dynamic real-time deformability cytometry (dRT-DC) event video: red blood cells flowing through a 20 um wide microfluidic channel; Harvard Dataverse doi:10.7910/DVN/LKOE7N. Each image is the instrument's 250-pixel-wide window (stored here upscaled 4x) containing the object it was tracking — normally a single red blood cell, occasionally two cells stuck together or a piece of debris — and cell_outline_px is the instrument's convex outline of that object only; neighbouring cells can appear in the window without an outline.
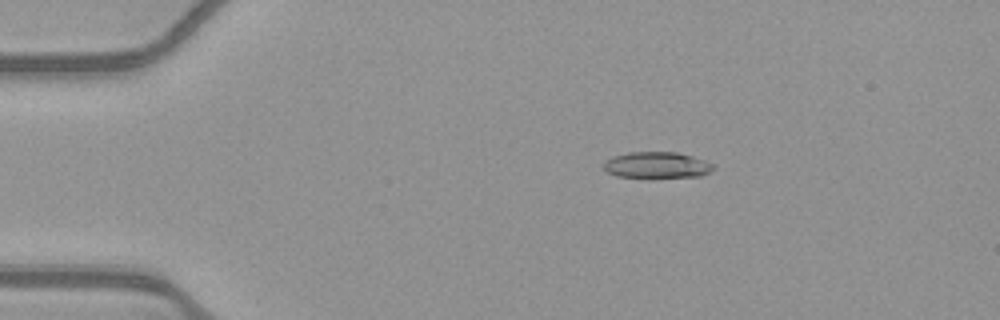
{"species": "common noctule bat (a hibernating species)", "species_latin": "Nyctalus noctula", "temperature_condition": "warm", "stored_images_in_passage": 53, "camera_frame_rate_fps": 3000, "um_per_image_px": 0.085, "animal": {"sex": "female", "body_mass_g": 21.9}, "frame": {"image": 1, "passage_image": 10, "time_ms": 3.0, "image_size_px": [1000, 320], "cell_outline_px": [[716, 168], [712, 172], [700, 176], [616, 176], [608, 172], [604, 168], [604, 160], [612, 156], [628, 152], [676, 152], [692, 156], [716, 164]], "centroid_in_image_um": [55.87, 14.0], "position_along_channel_um": 29.1, "area_um2": 16.59}}
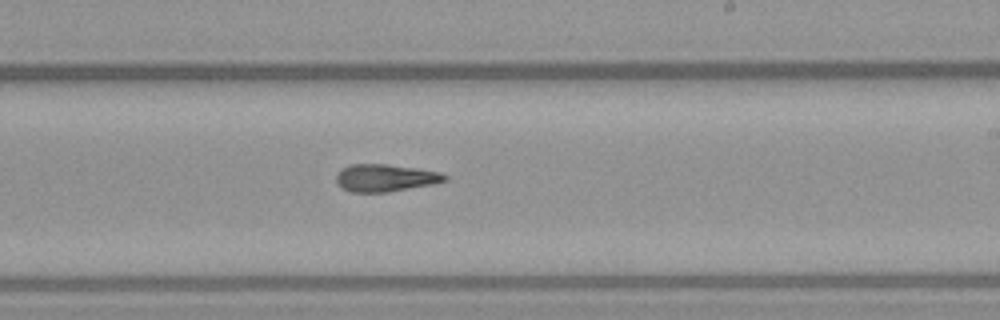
{"frame": {"image": 2, "passage_image": 32, "time_ms": 10.333, "image_size_px": [1000, 320], "cell_outline_px": [[448, 180], [432, 184], [388, 192], [352, 192], [340, 188], [336, 180], [336, 176], [340, 168], [348, 164], [384, 164], [420, 168], [440, 172], [448, 176]], "centroid_in_image_um": [32.73, 15.11], "position_along_channel_um": 256.3, "area_um2": 17.51}}
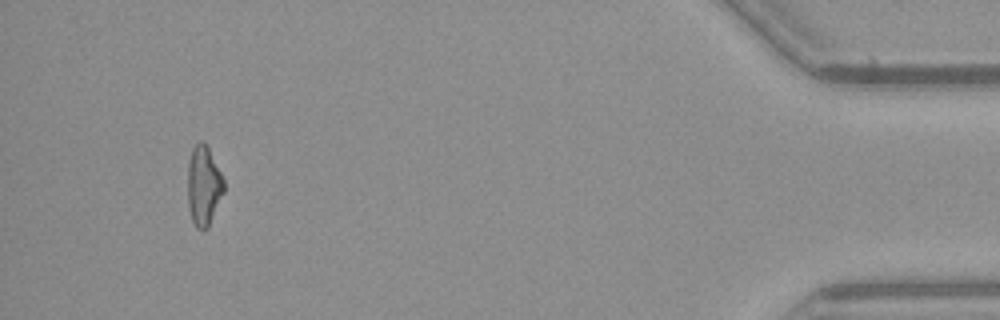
{"frame": {"image": 3, "passage_image": 50, "time_ms": 16.333, "image_size_px": [1000, 320], "cell_outline_px": [[224, 192], [208, 228], [196, 228], [192, 220], [188, 208], [188, 160], [192, 148], [200, 140], [204, 140], [224, 180]], "centroid_in_image_um": [17.3, 15.78], "position_along_channel_um": 417.9, "area_um2": 16.76}, "authors_computed_cell_mechanics": {"area_um2": 17.5134, "velocity_mm_per_s": 3.9147, "shape_relaxation_time_tau1_ms": null, "shape_relaxation_time_tau2_ms": 6.7983, "deformation_change_tau1": null, "deformation_change_tau2": 0.2007}}